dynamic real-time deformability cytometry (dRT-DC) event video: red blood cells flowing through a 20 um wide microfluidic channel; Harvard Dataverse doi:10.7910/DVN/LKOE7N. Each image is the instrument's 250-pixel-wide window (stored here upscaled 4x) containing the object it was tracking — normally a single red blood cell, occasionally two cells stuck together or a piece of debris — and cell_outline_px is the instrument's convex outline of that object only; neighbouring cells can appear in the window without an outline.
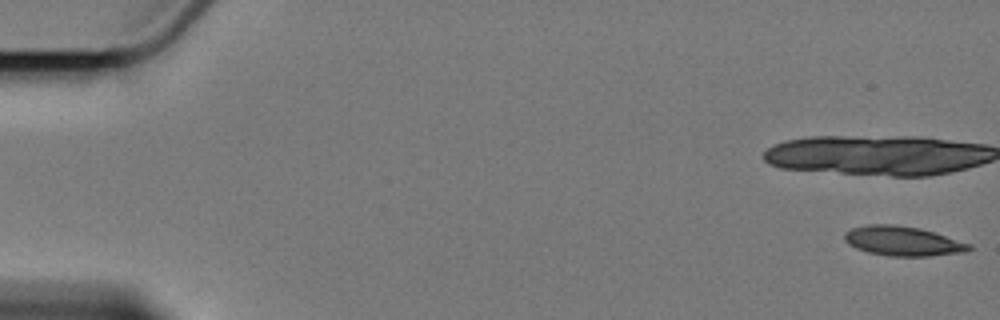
{"species": "Egyptian fruit bat (a non-hibernating species)", "species_latin": "Rousettus aegyptiacus", "temperature_condition": "cold", "stored_images_in_passage": 7, "camera_frame_rate_fps": 3000, "um_per_image_px": 0.085, "animal": {"sex": "female"}, "frame": {"image": 1, "passage_image": 1, "time_ms": 0.0, "image_size_px": [1000, 320], "cell_outline_px": [[972, 248], [964, 252], [928, 256], [888, 256], [868, 252], [856, 248], [848, 244], [844, 240], [844, 232], [852, 228], [868, 224], [892, 224], [920, 228], [972, 244]], "centroid_in_image_um": [76.71, 20.49], "position_along_channel_um": 8.3, "area_um2": 21.44}}